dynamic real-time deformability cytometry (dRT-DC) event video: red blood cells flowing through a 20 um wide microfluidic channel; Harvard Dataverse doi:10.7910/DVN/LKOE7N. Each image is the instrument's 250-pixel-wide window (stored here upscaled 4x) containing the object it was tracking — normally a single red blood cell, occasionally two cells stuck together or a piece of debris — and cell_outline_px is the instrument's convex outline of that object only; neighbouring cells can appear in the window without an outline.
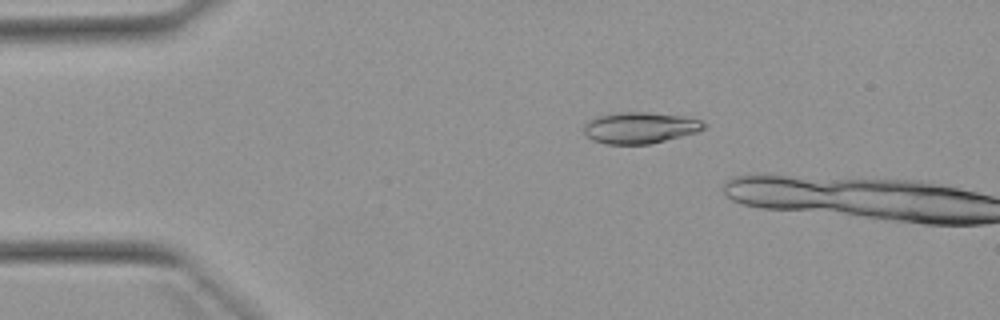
{"species": "Egyptian fruit bat (a non-hibernating species)", "species_latin": "Rousettus aegyptiacus", "temperature_condition": "warm", "stored_images_in_passage": 13, "camera_frame_rate_fps": 3000, "um_per_image_px": 0.085, "animal": {"sex": "female"}, "frame": {"image": 1, "passage_image": 10, "time_ms": 3.0, "image_size_px": [1000, 320], "cell_outline_px": [[704, 128], [696, 132], [648, 144], [608, 144], [592, 140], [584, 132], [584, 124], [588, 120], [596, 116], [616, 112], [644, 112], [680, 116], [700, 120], [704, 124]], "centroid_in_image_um": [54.32, 10.85], "position_along_channel_um": 30.7, "area_um2": 21.56}}